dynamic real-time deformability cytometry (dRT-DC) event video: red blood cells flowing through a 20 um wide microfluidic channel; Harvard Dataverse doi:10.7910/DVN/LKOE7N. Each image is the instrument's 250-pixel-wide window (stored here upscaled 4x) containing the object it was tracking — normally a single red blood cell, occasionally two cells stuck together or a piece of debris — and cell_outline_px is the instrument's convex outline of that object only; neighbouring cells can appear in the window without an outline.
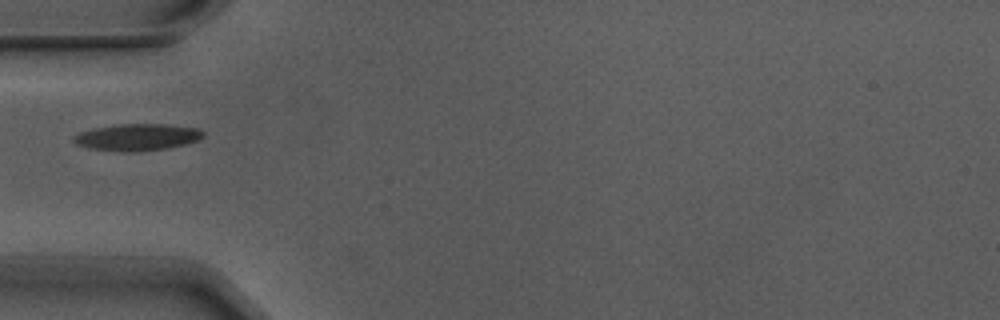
{"species": "Egyptian fruit bat (a non-hibernating species)", "species_latin": "Rousettus aegyptiacus", "temperature_condition": "warm", "stored_images_in_passage": 3, "camera_frame_rate_fps": 3000, "um_per_image_px": 0.085, "animal": {"sex": "male"}, "frame": {"image": 1, "passage_image": 3, "time_ms": 0.667, "image_size_px": [1000, 320], "cell_outline_px": [[204, 136], [196, 140], [184, 144], [168, 148], [132, 152], [128, 152], [88, 148], [76, 144], [72, 140], [72, 136], [80, 132], [96, 128], [120, 124], [164, 124], [196, 128], [204, 132]], "centroid_in_image_um": [11.63, 11.66], "position_along_channel_um": 73.4, "area_um2": 20.0}}